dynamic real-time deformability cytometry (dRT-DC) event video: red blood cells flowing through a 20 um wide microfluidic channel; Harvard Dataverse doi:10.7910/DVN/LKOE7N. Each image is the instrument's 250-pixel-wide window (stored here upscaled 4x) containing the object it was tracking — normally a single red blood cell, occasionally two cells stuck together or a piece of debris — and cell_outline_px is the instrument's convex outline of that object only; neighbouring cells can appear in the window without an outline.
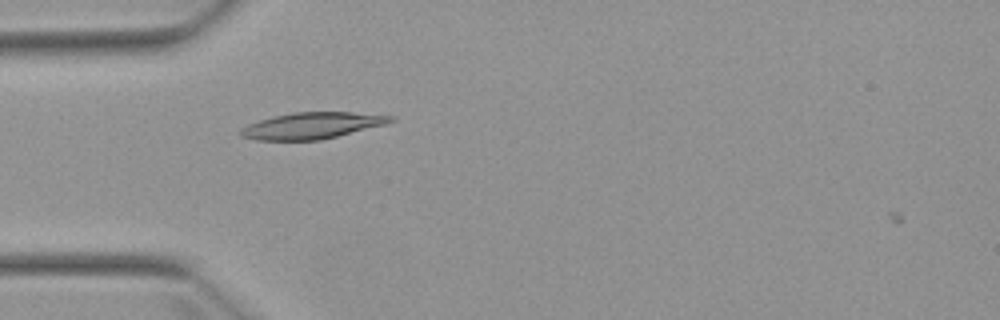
{"species": "Egyptian fruit bat (a non-hibernating species)", "species_latin": "Rousettus aegyptiacus", "temperature_condition": "warm", "stored_images_in_passage": 1, "camera_frame_rate_fps": 3000, "um_per_image_px": 0.085, "animal": {"sex": "female"}, "frame": {"image": 1, "passage_image": 1, "time_ms": 0.0, "image_size_px": [1000, 320], "cell_outline_px": [[396, 120], [388, 124], [320, 140], [256, 140], [240, 136], [240, 128], [248, 124], [260, 120], [292, 112], [352, 112], [396, 116]], "centroid_in_image_um": [26.56, 10.67], "position_along_channel_um": 58.4, "area_um2": 23.12}}